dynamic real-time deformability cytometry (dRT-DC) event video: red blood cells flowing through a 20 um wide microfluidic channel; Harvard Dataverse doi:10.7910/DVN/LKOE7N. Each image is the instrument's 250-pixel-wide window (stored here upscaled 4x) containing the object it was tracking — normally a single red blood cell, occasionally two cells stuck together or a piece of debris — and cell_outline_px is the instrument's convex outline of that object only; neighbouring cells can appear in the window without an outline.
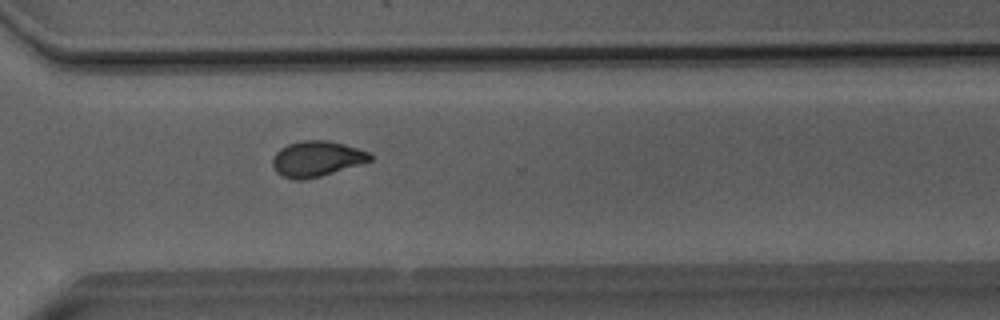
{"species": "Egyptian fruit bat (a non-hibernating species)", "species_latin": "Rousettus aegyptiacus", "temperature_condition": "room temperature", "stored_images_in_passage": 34, "camera_frame_rate_fps": 3000, "um_per_image_px": 0.085, "animal": {"sex": "male"}, "frame": {"image": 1, "passage_image": 29, "time_ms": 9.333, "image_size_px": [1000, 320], "cell_outline_px": [[372, 160], [320, 176], [300, 180], [296, 180], [284, 176], [276, 172], [272, 164], [272, 160], [276, 152], [280, 148], [288, 144], [304, 140], [328, 140], [344, 144], [368, 152], [372, 156]], "centroid_in_image_um": [26.89, 13.48], "position_along_channel_um": 343.7, "area_um2": 19.88}}